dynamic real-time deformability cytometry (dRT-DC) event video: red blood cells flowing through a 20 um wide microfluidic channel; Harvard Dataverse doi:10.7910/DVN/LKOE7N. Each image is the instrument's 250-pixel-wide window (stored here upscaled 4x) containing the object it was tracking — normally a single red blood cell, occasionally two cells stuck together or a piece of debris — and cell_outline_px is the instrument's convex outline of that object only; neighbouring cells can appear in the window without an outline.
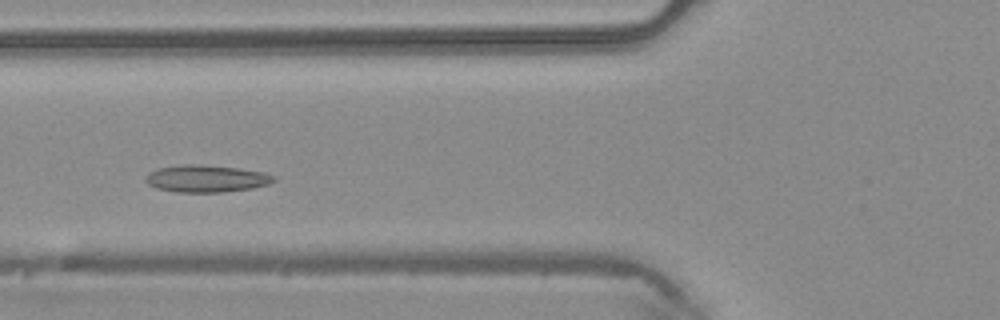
{"species": "common noctule bat (a hibernating species)", "species_latin": "Nyctalus noctula", "temperature_condition": "warm", "stored_images_in_passage": 42, "camera_frame_rate_fps": 3000, "um_per_image_px": 0.085, "animal": {"sex": "male", "body_mass_g": 20.4}, "frame": {"image": 1, "passage_image": 13, "time_ms": 4.0, "image_size_px": [1000, 320], "cell_outline_px": [[276, 180], [268, 184], [252, 188], [224, 192], [176, 192], [156, 188], [148, 184], [144, 180], [148, 172], [160, 168], [180, 164], [200, 164], [236, 168], [264, 172], [276, 176]], "centroid_in_image_um": [17.52, 15.18], "position_along_channel_um": 108.3, "area_um2": 20.35}}
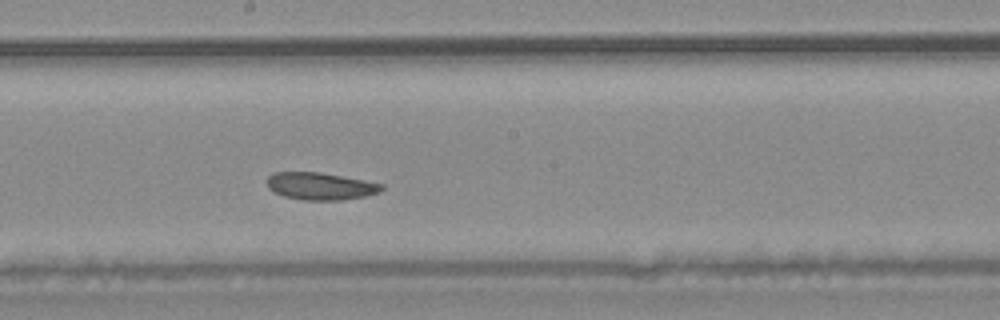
{"frame": {"image": 2, "passage_image": 21, "time_ms": 6.667, "image_size_px": [1000, 320], "cell_outline_px": [[384, 188], [380, 192], [364, 196], [340, 200], [304, 200], [284, 196], [268, 188], [268, 176], [272, 172], [320, 172], [364, 180], [384, 184]], "centroid_in_image_um": [27.25, 15.81], "position_along_channel_um": 220.9, "area_um2": 18.15}}
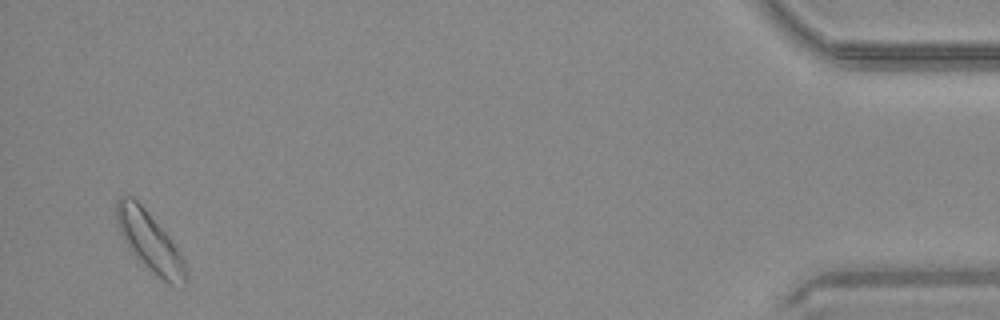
{"frame": {"image": 3, "passage_image": 41, "time_ms": 13.333, "image_size_px": [1000, 320], "cell_outline_px": [[188, 284], [184, 288], [168, 284], [148, 268], [128, 248], [120, 232], [116, 220], [116, 200], [120, 196], [132, 196], [144, 208], [168, 236], [180, 252], [184, 260], [188, 272]], "centroid_in_image_um": [12.77, 20.6], "position_along_channel_um": 422.4, "area_um2": 23.93}}